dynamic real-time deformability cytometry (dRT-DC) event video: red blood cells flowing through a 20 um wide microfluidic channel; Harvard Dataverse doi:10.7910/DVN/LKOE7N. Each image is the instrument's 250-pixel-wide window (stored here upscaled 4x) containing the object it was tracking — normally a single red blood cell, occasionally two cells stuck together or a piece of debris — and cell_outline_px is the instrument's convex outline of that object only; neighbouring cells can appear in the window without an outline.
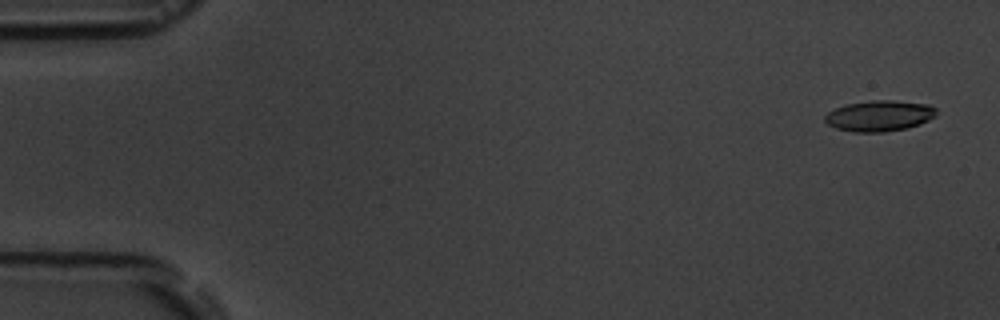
{"species": "common noctule bat (a hibernating species)", "species_latin": "Nyctalus noctula", "temperature_condition": "room temperature", "stored_images_in_passage": 7, "camera_frame_rate_fps": 3000, "um_per_image_px": 0.085, "animal": {"sex": "male", "body_mass_g": 19.5, "forearm_length_mm": 54.6}, "frame": {"image": 1, "passage_image": 1, "time_ms": 0.0, "image_size_px": [1000, 320], "cell_outline_px": [[936, 116], [920, 124], [908, 128], [884, 132], [852, 132], [836, 128], [828, 124], [824, 120], [824, 116], [828, 112], [836, 108], [848, 104], [872, 100], [888, 100], [928, 104], [936, 108]], "centroid_in_image_um": [74.75, 9.85], "position_along_channel_um": 10.2, "area_um2": 20.0}}
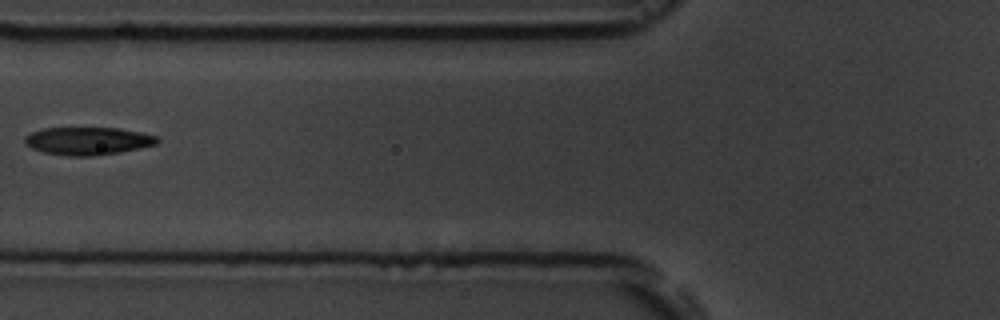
{"frame": {"image": 2, "passage_image": 6, "time_ms": 6.667, "image_size_px": [1000, 320], "cell_outline_px": [[160, 140], [156, 144], [96, 156], [68, 156], [44, 152], [32, 148], [24, 144], [24, 136], [32, 132], [44, 128], [120, 128], [140, 132], [156, 136]], "centroid_in_image_um": [7.42, 11.97], "position_along_channel_um": 118.4, "area_um2": 21.27}}
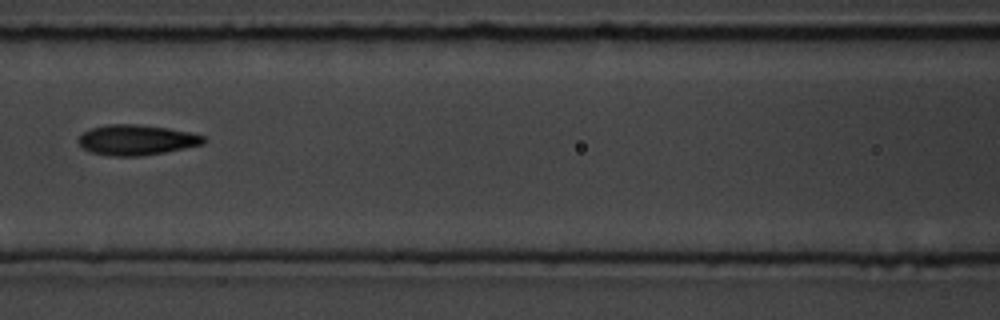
{"frame": {"image": 3, "passage_image": 7, "time_ms": 7.667, "image_size_px": [1000, 320], "cell_outline_px": [[204, 144], [164, 152], [140, 156], [108, 156], [92, 152], [84, 148], [76, 140], [84, 132], [92, 128], [108, 124], [136, 124], [168, 128], [188, 132], [204, 136]], "centroid_in_image_um": [11.58, 11.89], "position_along_channel_um": 155.0, "area_um2": 21.91}}